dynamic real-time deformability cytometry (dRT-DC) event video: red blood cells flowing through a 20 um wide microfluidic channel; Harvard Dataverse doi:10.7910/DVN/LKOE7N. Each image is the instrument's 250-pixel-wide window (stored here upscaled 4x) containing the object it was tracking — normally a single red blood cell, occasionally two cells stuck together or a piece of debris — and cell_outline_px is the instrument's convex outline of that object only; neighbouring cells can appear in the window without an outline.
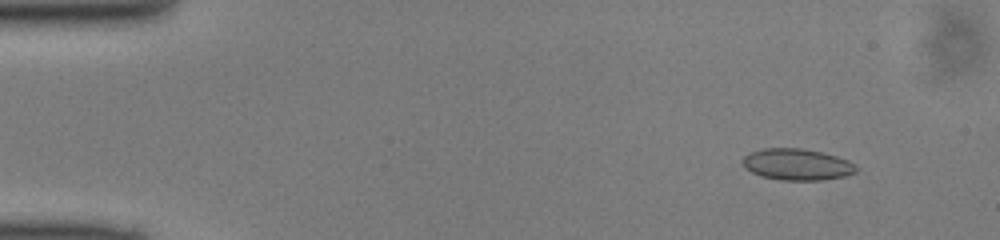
{"species": "common noctule bat (a hibernating species)", "species_latin": "Nyctalus noctula", "temperature_condition": "cold", "stored_images_in_passage": 49, "camera_frame_rate_fps": 3000, "um_per_image_px": 0.085, "animal": {"sex": "male", "body_mass_g": 13.0, "forearm_length_mm": 53.1}, "frame": {"image": 1, "passage_image": 5, "time_ms": 1.333, "image_size_px": [1000, 240], "cell_outline_px": [[856, 172], [844, 176], [824, 180], [780, 180], [760, 176], [744, 168], [740, 160], [744, 156], [752, 152], [764, 148], [800, 148], [820, 152], [836, 156], [848, 160], [856, 168]], "centroid_in_image_um": [67.69, 13.98], "position_along_channel_um": 17.3, "area_um2": 20.75}}
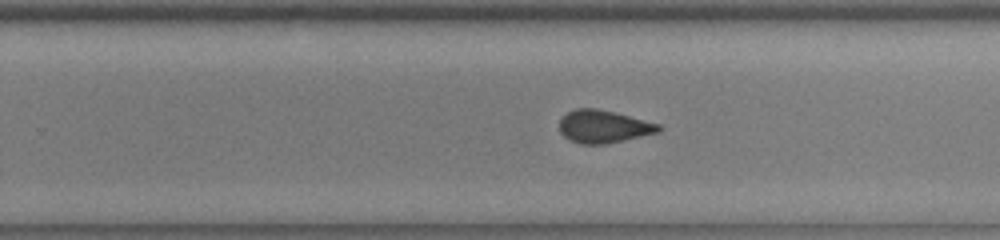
{"frame": {"image": 2, "passage_image": 31, "time_ms": 10.0, "image_size_px": [1000, 240], "cell_outline_px": [[664, 128], [660, 132], [624, 140], [604, 144], [580, 144], [564, 136], [560, 132], [560, 120], [568, 112], [576, 108], [596, 108], [616, 112], [660, 124]], "centroid_in_image_um": [51.34, 10.75], "position_along_channel_um": 278.5, "area_um2": 18.96}}
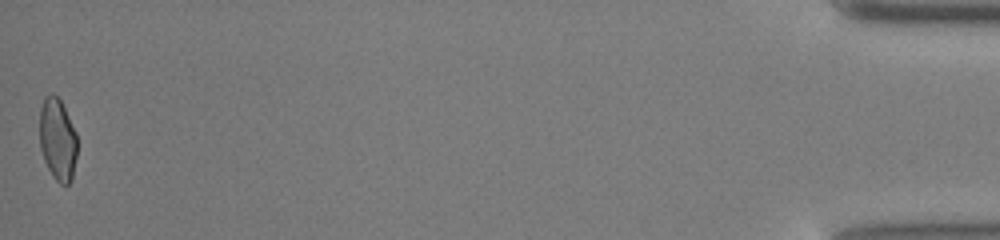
{"frame": {"image": 3, "passage_image": 49, "time_ms": 16.0, "image_size_px": [1000, 240], "cell_outline_px": [[76, 156], [72, 180], [68, 184], [60, 184], [52, 176], [44, 160], [40, 148], [40, 108], [44, 96], [52, 92], [60, 100], [76, 132]], "centroid_in_image_um": [4.88, 11.85], "position_along_channel_um": 430.3, "area_um2": 17.98}}